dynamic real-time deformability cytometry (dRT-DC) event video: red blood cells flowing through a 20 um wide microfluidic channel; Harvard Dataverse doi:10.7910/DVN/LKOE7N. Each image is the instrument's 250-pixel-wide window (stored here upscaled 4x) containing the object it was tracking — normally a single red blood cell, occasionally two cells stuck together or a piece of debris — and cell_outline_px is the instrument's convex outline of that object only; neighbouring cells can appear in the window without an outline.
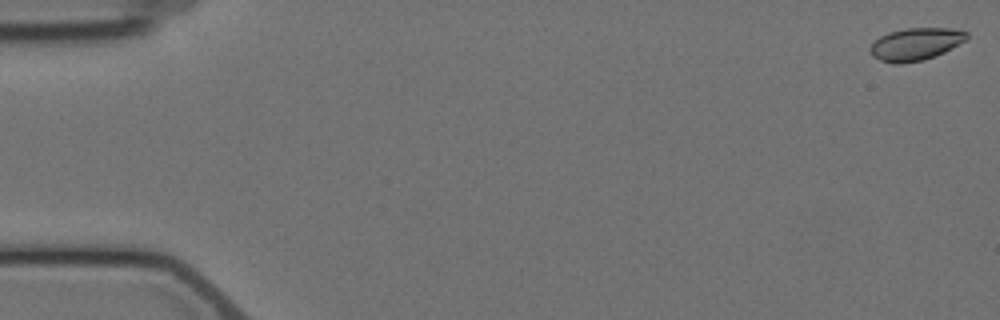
{"species": "Egyptian fruit bat (a non-hibernating species)", "species_latin": "Rousettus aegyptiacus", "temperature_condition": "cold", "stored_images_in_passage": 5, "camera_frame_rate_fps": 3000, "um_per_image_px": 0.085, "animal": {"sex": "female"}, "frame": {"image": 1, "passage_image": 1, "time_ms": 0.0, "image_size_px": [1000, 320], "cell_outline_px": [[968, 36], [964, 40], [944, 52], [924, 60], [900, 64], [892, 64], [880, 60], [872, 56], [868, 48], [880, 36], [888, 32], [904, 28], [948, 28], [968, 32]], "centroid_in_image_um": [77.77, 3.75], "position_along_channel_um": 7.2, "area_um2": 18.21}}
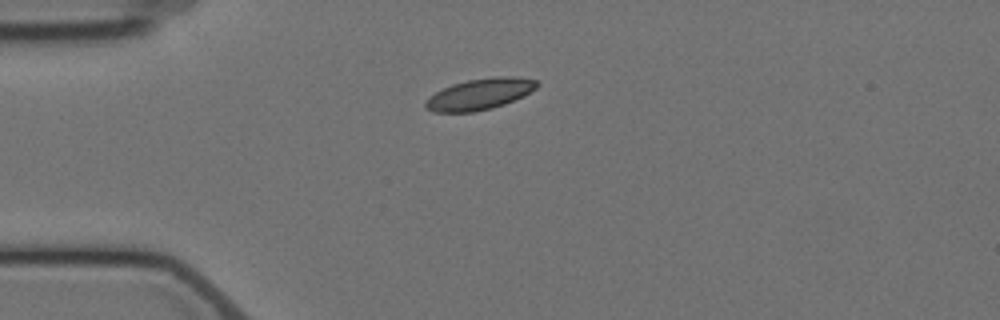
{"frame": {"image": 2, "passage_image": 5, "time_ms": 4.667, "image_size_px": [1000, 320], "cell_outline_px": [[540, 84], [536, 88], [504, 104], [492, 108], [472, 112], [436, 112], [424, 108], [424, 104], [436, 92], [452, 84], [468, 80], [492, 76], [512, 76], [536, 80]], "centroid_in_image_um": [40.77, 7.99], "position_along_channel_um": 44.2, "area_um2": 19.88}}